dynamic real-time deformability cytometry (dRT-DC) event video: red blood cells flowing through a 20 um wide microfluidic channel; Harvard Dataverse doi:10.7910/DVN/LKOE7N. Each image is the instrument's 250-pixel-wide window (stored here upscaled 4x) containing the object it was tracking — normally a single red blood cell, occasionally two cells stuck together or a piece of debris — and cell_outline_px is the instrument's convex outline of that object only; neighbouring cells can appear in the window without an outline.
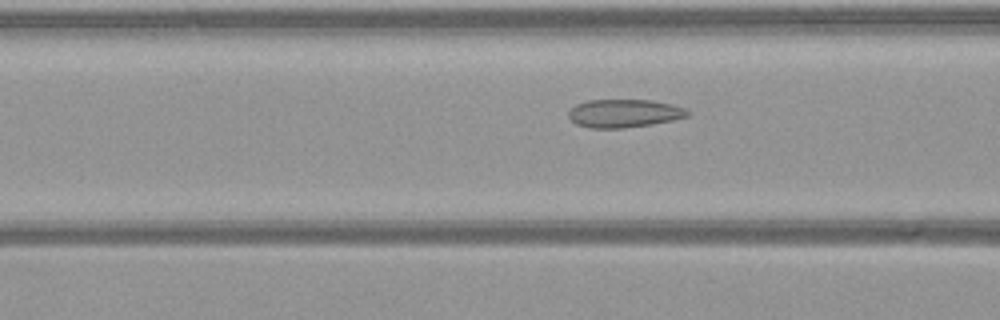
{"species": "common noctule bat (a hibernating species)", "species_latin": "Nyctalus noctula", "temperature_condition": "warm", "stored_images_in_passage": 54, "camera_frame_rate_fps": 3000, "um_per_image_px": 0.085, "animal": {"sex": "female", "body_mass_g": 21.9}, "frame": {"image": 1, "passage_image": 20, "time_ms": 6.333, "image_size_px": [1000, 320], "cell_outline_px": [[692, 112], [688, 116], [672, 120], [652, 124], [624, 128], [588, 128], [576, 124], [568, 116], [568, 112], [576, 104], [588, 100], [652, 100], [672, 104], [684, 108]], "centroid_in_image_um": [53.05, 9.63], "position_along_channel_um": 113.5, "area_um2": 19.59}}
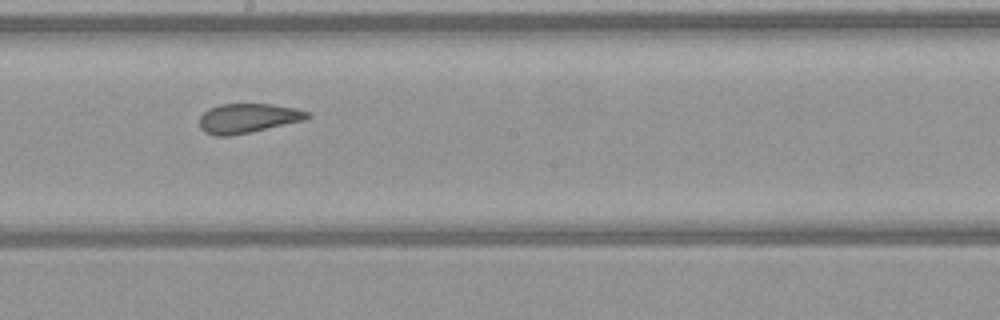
{"frame": {"image": 2, "passage_image": 29, "time_ms": 9.333, "image_size_px": [1000, 320], "cell_outline_px": [[312, 116], [304, 120], [248, 132], [228, 136], [216, 136], [204, 132], [200, 128], [200, 116], [208, 108], [220, 104], [272, 104], [296, 108], [308, 112]], "centroid_in_image_um": [21.04, 10.04], "position_along_channel_um": 227.2, "area_um2": 18.38}}
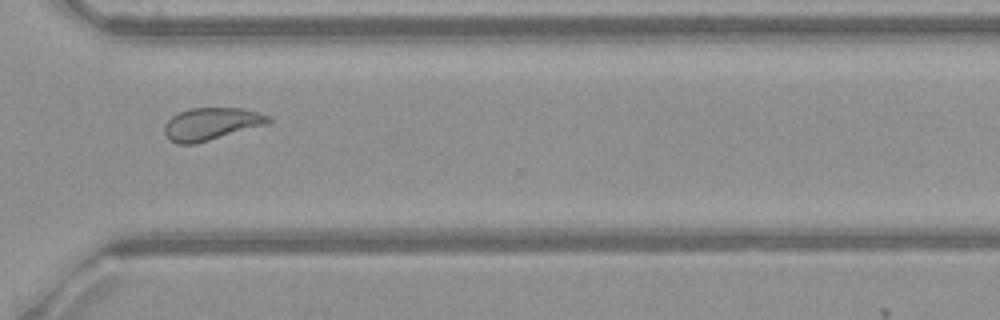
{"frame": {"image": 3, "passage_image": 39, "time_ms": 12.667, "image_size_px": [1000, 320], "cell_outline_px": [[272, 120], [268, 124], [196, 144], [176, 144], [168, 140], [164, 132], [164, 124], [172, 116], [180, 112], [192, 108], [240, 108], [256, 112], [268, 116]], "centroid_in_image_um": [17.92, 10.55], "position_along_channel_um": 352.7, "area_um2": 19.65}}